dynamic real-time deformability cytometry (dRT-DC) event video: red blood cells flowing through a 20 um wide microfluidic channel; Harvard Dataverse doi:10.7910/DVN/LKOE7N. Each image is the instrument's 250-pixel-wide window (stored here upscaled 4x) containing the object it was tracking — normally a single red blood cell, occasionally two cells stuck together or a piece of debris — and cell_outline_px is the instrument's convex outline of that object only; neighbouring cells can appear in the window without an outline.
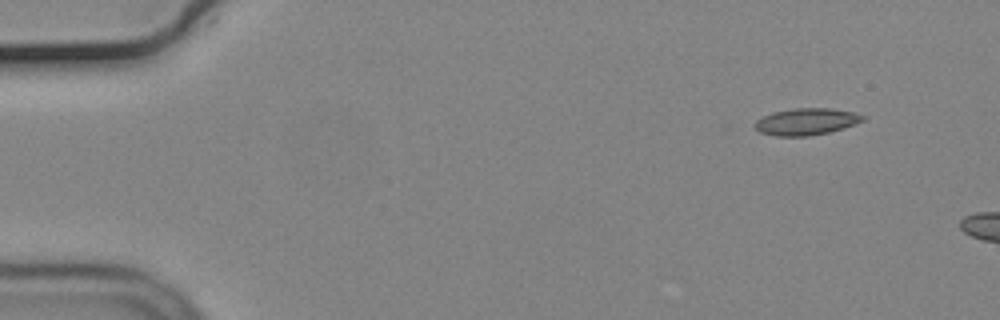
{"species": "common noctule bat (a hibernating species)", "species_latin": "Nyctalus noctula", "temperature_condition": "cold", "stored_images_in_passage": 5, "camera_frame_rate_fps": 3000, "um_per_image_px": 0.085, "animal": {"sex": "male", "body_mass_g": 19.2, "forearm_length_mm": 51.8}, "frame": {"image": 1, "passage_image": 1, "time_ms": 0.0, "image_size_px": [1000, 320], "cell_outline_px": [[868, 116], [864, 120], [856, 124], [828, 132], [808, 136], [776, 136], [760, 132], [756, 128], [756, 120], [772, 112], [792, 108], [832, 108], [852, 112]], "centroid_in_image_um": [68.56, 10.33], "position_along_channel_um": 16.4, "area_um2": 16.82}}